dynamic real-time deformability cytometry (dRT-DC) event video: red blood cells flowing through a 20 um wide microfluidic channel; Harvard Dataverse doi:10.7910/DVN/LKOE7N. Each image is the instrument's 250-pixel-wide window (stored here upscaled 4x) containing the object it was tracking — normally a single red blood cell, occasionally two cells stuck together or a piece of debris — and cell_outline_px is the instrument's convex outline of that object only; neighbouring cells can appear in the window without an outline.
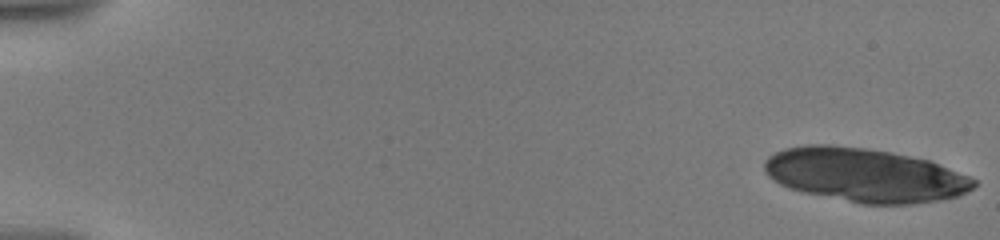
{"species": "human", "species_latin": "Homo sapiens", "temperature_condition": "warm", "stored_images_in_passage": 6, "camera_frame_rate_fps": 3000, "um_per_image_px": 0.085, "donor": {"sex": "male"}, "frame": {"image": 1, "passage_image": 1, "time_ms": 0.0, "image_size_px": [1000, 240], "cell_outline_px": [[976, 184], [968, 192], [956, 196], [940, 200], [912, 204], [860, 204], [804, 192], [780, 184], [772, 180], [764, 172], [764, 160], [768, 156], [784, 148], [808, 144], [832, 144], [864, 148], [892, 152], [928, 160], [968, 176], [976, 180]], "centroid_in_image_um": [73.47, 14.87], "position_along_channel_um": 11.5, "area_um2": 65.55}}